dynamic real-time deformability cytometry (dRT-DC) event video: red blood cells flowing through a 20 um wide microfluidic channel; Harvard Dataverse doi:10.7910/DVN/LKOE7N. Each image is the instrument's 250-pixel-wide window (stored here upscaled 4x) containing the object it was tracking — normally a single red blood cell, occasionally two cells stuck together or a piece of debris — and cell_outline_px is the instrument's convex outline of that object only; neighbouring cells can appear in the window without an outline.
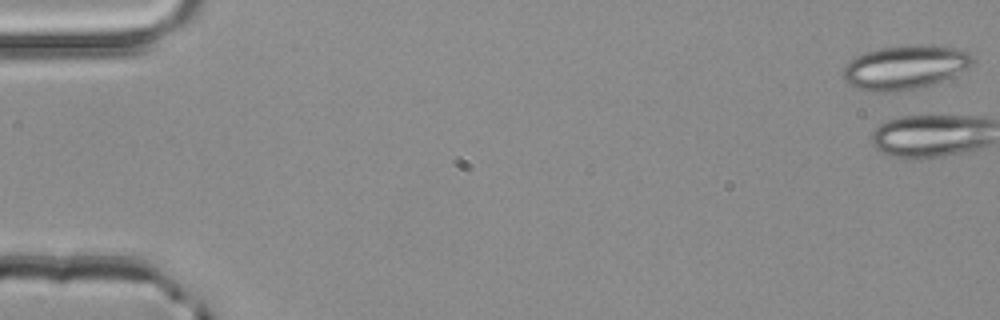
{"species": "common noctule bat (a hibernating species)", "species_latin": "Nyctalus noctula", "temperature_condition": "room temperature", "stored_images_in_passage": 3, "camera_frame_rate_fps": 3000, "um_per_image_px": 0.085, "animal": {"sex": "male", "body_mass_g": 20.4}, "frame": {"image": 1, "passage_image": 1, "time_ms": 0.0, "image_size_px": [1000, 320], "cell_outline_px": [[976, 60], [972, 64], [940, 80], [916, 88], [892, 92], [868, 92], [852, 88], [844, 80], [844, 68], [856, 56], [864, 52], [880, 48], [908, 44], [920, 44], [952, 48], [968, 52]], "centroid_in_image_um": [76.84, 5.72], "position_along_channel_um": 8.2, "area_um2": 32.77}}